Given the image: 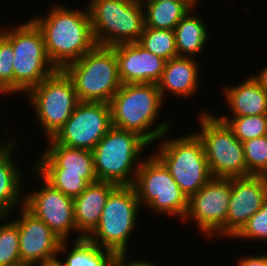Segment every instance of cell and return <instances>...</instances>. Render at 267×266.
Returning <instances> with one entry per match:
<instances>
[{
  "label": "cell",
  "mask_w": 267,
  "mask_h": 266,
  "mask_svg": "<svg viewBox=\"0 0 267 266\" xmlns=\"http://www.w3.org/2000/svg\"><path fill=\"white\" fill-rule=\"evenodd\" d=\"M85 7L71 9L58 2L46 14L31 18L42 32L47 56L56 69L63 70L96 46Z\"/></svg>",
  "instance_id": "6da1fadb"
},
{
  "label": "cell",
  "mask_w": 267,
  "mask_h": 266,
  "mask_svg": "<svg viewBox=\"0 0 267 266\" xmlns=\"http://www.w3.org/2000/svg\"><path fill=\"white\" fill-rule=\"evenodd\" d=\"M163 102L157 84H122L109 103L112 126L135 132L152 146L173 124L165 119L156 125Z\"/></svg>",
  "instance_id": "7a4b0ae2"
},
{
  "label": "cell",
  "mask_w": 267,
  "mask_h": 266,
  "mask_svg": "<svg viewBox=\"0 0 267 266\" xmlns=\"http://www.w3.org/2000/svg\"><path fill=\"white\" fill-rule=\"evenodd\" d=\"M148 146L151 145L139 134L112 127L92 150L98 181L133 185Z\"/></svg>",
  "instance_id": "3957f363"
},
{
  "label": "cell",
  "mask_w": 267,
  "mask_h": 266,
  "mask_svg": "<svg viewBox=\"0 0 267 266\" xmlns=\"http://www.w3.org/2000/svg\"><path fill=\"white\" fill-rule=\"evenodd\" d=\"M0 33L13 46L14 94L25 95L57 70L47 56L41 30L31 19L1 27Z\"/></svg>",
  "instance_id": "277c9868"
},
{
  "label": "cell",
  "mask_w": 267,
  "mask_h": 266,
  "mask_svg": "<svg viewBox=\"0 0 267 266\" xmlns=\"http://www.w3.org/2000/svg\"><path fill=\"white\" fill-rule=\"evenodd\" d=\"M168 133L170 131L158 139L159 150L152 153L165 165L189 199L213 178L203 144L194 132L172 139L168 138Z\"/></svg>",
  "instance_id": "5b68a950"
},
{
  "label": "cell",
  "mask_w": 267,
  "mask_h": 266,
  "mask_svg": "<svg viewBox=\"0 0 267 266\" xmlns=\"http://www.w3.org/2000/svg\"><path fill=\"white\" fill-rule=\"evenodd\" d=\"M86 5L96 46L139 41L145 27L141 0H89Z\"/></svg>",
  "instance_id": "8992f818"
},
{
  "label": "cell",
  "mask_w": 267,
  "mask_h": 266,
  "mask_svg": "<svg viewBox=\"0 0 267 266\" xmlns=\"http://www.w3.org/2000/svg\"><path fill=\"white\" fill-rule=\"evenodd\" d=\"M63 70L73 81L79 102L110 103L122 86L111 47L95 46Z\"/></svg>",
  "instance_id": "52a82bcc"
},
{
  "label": "cell",
  "mask_w": 267,
  "mask_h": 266,
  "mask_svg": "<svg viewBox=\"0 0 267 266\" xmlns=\"http://www.w3.org/2000/svg\"><path fill=\"white\" fill-rule=\"evenodd\" d=\"M140 209L134 186H117L109 194L98 225L86 238L114 255H128Z\"/></svg>",
  "instance_id": "ba28073f"
},
{
  "label": "cell",
  "mask_w": 267,
  "mask_h": 266,
  "mask_svg": "<svg viewBox=\"0 0 267 266\" xmlns=\"http://www.w3.org/2000/svg\"><path fill=\"white\" fill-rule=\"evenodd\" d=\"M197 116L200 129L194 132L201 140L213 178H239L247 176L243 144L227 124L208 109Z\"/></svg>",
  "instance_id": "9c48e42d"
},
{
  "label": "cell",
  "mask_w": 267,
  "mask_h": 266,
  "mask_svg": "<svg viewBox=\"0 0 267 266\" xmlns=\"http://www.w3.org/2000/svg\"><path fill=\"white\" fill-rule=\"evenodd\" d=\"M150 154L140 164L133 184L140 207L145 205L148 211L175 216L182 222L187 214L188 198L165 165Z\"/></svg>",
  "instance_id": "30bf717a"
},
{
  "label": "cell",
  "mask_w": 267,
  "mask_h": 266,
  "mask_svg": "<svg viewBox=\"0 0 267 266\" xmlns=\"http://www.w3.org/2000/svg\"><path fill=\"white\" fill-rule=\"evenodd\" d=\"M25 96L33 107L36 122L45 132L46 139L57 133L79 103L73 81L62 69H57Z\"/></svg>",
  "instance_id": "8fae6325"
},
{
  "label": "cell",
  "mask_w": 267,
  "mask_h": 266,
  "mask_svg": "<svg viewBox=\"0 0 267 266\" xmlns=\"http://www.w3.org/2000/svg\"><path fill=\"white\" fill-rule=\"evenodd\" d=\"M231 195V179L212 178L188 199V210L183 223L195 226L207 240L226 238V217Z\"/></svg>",
  "instance_id": "7c38bea8"
},
{
  "label": "cell",
  "mask_w": 267,
  "mask_h": 266,
  "mask_svg": "<svg viewBox=\"0 0 267 266\" xmlns=\"http://www.w3.org/2000/svg\"><path fill=\"white\" fill-rule=\"evenodd\" d=\"M112 127L109 103L79 102L52 139L67 147L92 151Z\"/></svg>",
  "instance_id": "4fadbf2b"
},
{
  "label": "cell",
  "mask_w": 267,
  "mask_h": 266,
  "mask_svg": "<svg viewBox=\"0 0 267 266\" xmlns=\"http://www.w3.org/2000/svg\"><path fill=\"white\" fill-rule=\"evenodd\" d=\"M31 173L43 184L40 189L24 193V207L35 217L42 220L62 240L70 241L73 232H77L74 220L73 198L63 194L48 183L34 168Z\"/></svg>",
  "instance_id": "5bb4252c"
},
{
  "label": "cell",
  "mask_w": 267,
  "mask_h": 266,
  "mask_svg": "<svg viewBox=\"0 0 267 266\" xmlns=\"http://www.w3.org/2000/svg\"><path fill=\"white\" fill-rule=\"evenodd\" d=\"M18 211L19 217L12 219L18 225L21 262L37 266L56 261L62 240L24 206Z\"/></svg>",
  "instance_id": "9a60e30c"
},
{
  "label": "cell",
  "mask_w": 267,
  "mask_h": 266,
  "mask_svg": "<svg viewBox=\"0 0 267 266\" xmlns=\"http://www.w3.org/2000/svg\"><path fill=\"white\" fill-rule=\"evenodd\" d=\"M267 199V179L262 175L231 178V195L226 217V239L232 238Z\"/></svg>",
  "instance_id": "2e32d148"
},
{
  "label": "cell",
  "mask_w": 267,
  "mask_h": 266,
  "mask_svg": "<svg viewBox=\"0 0 267 266\" xmlns=\"http://www.w3.org/2000/svg\"><path fill=\"white\" fill-rule=\"evenodd\" d=\"M46 150L34 160L33 168L39 174H63L81 176L89 184L98 181L92 151L71 148L47 139Z\"/></svg>",
  "instance_id": "e0dca14e"
},
{
  "label": "cell",
  "mask_w": 267,
  "mask_h": 266,
  "mask_svg": "<svg viewBox=\"0 0 267 266\" xmlns=\"http://www.w3.org/2000/svg\"><path fill=\"white\" fill-rule=\"evenodd\" d=\"M116 54L122 84L154 83L161 79L166 60L146 50L138 42L111 47Z\"/></svg>",
  "instance_id": "ac0fdd59"
},
{
  "label": "cell",
  "mask_w": 267,
  "mask_h": 266,
  "mask_svg": "<svg viewBox=\"0 0 267 266\" xmlns=\"http://www.w3.org/2000/svg\"><path fill=\"white\" fill-rule=\"evenodd\" d=\"M200 69L202 68L195 58L177 56L167 60L157 83L162 100L165 101L169 92L174 97L177 96V100L181 97L192 99V96H196L195 93L201 88Z\"/></svg>",
  "instance_id": "d6986e66"
},
{
  "label": "cell",
  "mask_w": 267,
  "mask_h": 266,
  "mask_svg": "<svg viewBox=\"0 0 267 266\" xmlns=\"http://www.w3.org/2000/svg\"><path fill=\"white\" fill-rule=\"evenodd\" d=\"M116 187L117 185L110 182L96 181L73 198L74 220L78 232L74 240L86 238L96 228L109 194Z\"/></svg>",
  "instance_id": "ffe728a7"
},
{
  "label": "cell",
  "mask_w": 267,
  "mask_h": 266,
  "mask_svg": "<svg viewBox=\"0 0 267 266\" xmlns=\"http://www.w3.org/2000/svg\"><path fill=\"white\" fill-rule=\"evenodd\" d=\"M15 141L18 140L14 139L0 151V216L12 217L10 213L13 214L15 210L24 206V186L21 184L24 176L18 162L13 159V152L18 145Z\"/></svg>",
  "instance_id": "44dd1931"
},
{
  "label": "cell",
  "mask_w": 267,
  "mask_h": 266,
  "mask_svg": "<svg viewBox=\"0 0 267 266\" xmlns=\"http://www.w3.org/2000/svg\"><path fill=\"white\" fill-rule=\"evenodd\" d=\"M239 85L223 86L225 103L231 114L222 116H252L267 114V92L253 75Z\"/></svg>",
  "instance_id": "7402d4cb"
},
{
  "label": "cell",
  "mask_w": 267,
  "mask_h": 266,
  "mask_svg": "<svg viewBox=\"0 0 267 266\" xmlns=\"http://www.w3.org/2000/svg\"><path fill=\"white\" fill-rule=\"evenodd\" d=\"M74 242V243H73ZM72 247L68 241H62L58 249L57 262L61 266H112L114 254L83 237L73 240ZM69 245V246H68ZM61 255H65L61 261Z\"/></svg>",
  "instance_id": "603a6c76"
},
{
  "label": "cell",
  "mask_w": 267,
  "mask_h": 266,
  "mask_svg": "<svg viewBox=\"0 0 267 266\" xmlns=\"http://www.w3.org/2000/svg\"><path fill=\"white\" fill-rule=\"evenodd\" d=\"M194 9H190L174 29L178 56L196 58L207 47L209 28L203 17L192 15Z\"/></svg>",
  "instance_id": "cb8c5ba5"
},
{
  "label": "cell",
  "mask_w": 267,
  "mask_h": 266,
  "mask_svg": "<svg viewBox=\"0 0 267 266\" xmlns=\"http://www.w3.org/2000/svg\"><path fill=\"white\" fill-rule=\"evenodd\" d=\"M144 9L145 27L174 30L190 9L199 1H141Z\"/></svg>",
  "instance_id": "d4e9b609"
},
{
  "label": "cell",
  "mask_w": 267,
  "mask_h": 266,
  "mask_svg": "<svg viewBox=\"0 0 267 266\" xmlns=\"http://www.w3.org/2000/svg\"><path fill=\"white\" fill-rule=\"evenodd\" d=\"M138 43L166 61L178 56L174 30L144 27Z\"/></svg>",
  "instance_id": "484cf974"
},
{
  "label": "cell",
  "mask_w": 267,
  "mask_h": 266,
  "mask_svg": "<svg viewBox=\"0 0 267 266\" xmlns=\"http://www.w3.org/2000/svg\"><path fill=\"white\" fill-rule=\"evenodd\" d=\"M241 142L267 135V114L252 116H219Z\"/></svg>",
  "instance_id": "4316f807"
},
{
  "label": "cell",
  "mask_w": 267,
  "mask_h": 266,
  "mask_svg": "<svg viewBox=\"0 0 267 266\" xmlns=\"http://www.w3.org/2000/svg\"><path fill=\"white\" fill-rule=\"evenodd\" d=\"M9 218V216H0V266H13L22 263L18 225L11 219L8 221Z\"/></svg>",
  "instance_id": "83f0119b"
},
{
  "label": "cell",
  "mask_w": 267,
  "mask_h": 266,
  "mask_svg": "<svg viewBox=\"0 0 267 266\" xmlns=\"http://www.w3.org/2000/svg\"><path fill=\"white\" fill-rule=\"evenodd\" d=\"M247 166V176L267 173V135L242 143Z\"/></svg>",
  "instance_id": "f1b7e54d"
},
{
  "label": "cell",
  "mask_w": 267,
  "mask_h": 266,
  "mask_svg": "<svg viewBox=\"0 0 267 266\" xmlns=\"http://www.w3.org/2000/svg\"><path fill=\"white\" fill-rule=\"evenodd\" d=\"M13 57V46L0 33V97L14 94Z\"/></svg>",
  "instance_id": "f546056e"
},
{
  "label": "cell",
  "mask_w": 267,
  "mask_h": 266,
  "mask_svg": "<svg viewBox=\"0 0 267 266\" xmlns=\"http://www.w3.org/2000/svg\"><path fill=\"white\" fill-rule=\"evenodd\" d=\"M240 241H267V199L261 208L255 212L241 230L232 238Z\"/></svg>",
  "instance_id": "4dcf8cb0"
},
{
  "label": "cell",
  "mask_w": 267,
  "mask_h": 266,
  "mask_svg": "<svg viewBox=\"0 0 267 266\" xmlns=\"http://www.w3.org/2000/svg\"><path fill=\"white\" fill-rule=\"evenodd\" d=\"M55 189L63 194L75 198L79 196L89 185L81 176L63 174H40Z\"/></svg>",
  "instance_id": "1f68e13d"
},
{
  "label": "cell",
  "mask_w": 267,
  "mask_h": 266,
  "mask_svg": "<svg viewBox=\"0 0 267 266\" xmlns=\"http://www.w3.org/2000/svg\"><path fill=\"white\" fill-rule=\"evenodd\" d=\"M129 256L126 255H115L113 259L112 266H159L154 261H149L148 259H140L136 258L131 261L128 260ZM146 260V261H145Z\"/></svg>",
  "instance_id": "d6a6232c"
},
{
  "label": "cell",
  "mask_w": 267,
  "mask_h": 266,
  "mask_svg": "<svg viewBox=\"0 0 267 266\" xmlns=\"http://www.w3.org/2000/svg\"><path fill=\"white\" fill-rule=\"evenodd\" d=\"M237 266H267V252L266 254H249L238 258Z\"/></svg>",
  "instance_id": "836d02e7"
},
{
  "label": "cell",
  "mask_w": 267,
  "mask_h": 266,
  "mask_svg": "<svg viewBox=\"0 0 267 266\" xmlns=\"http://www.w3.org/2000/svg\"><path fill=\"white\" fill-rule=\"evenodd\" d=\"M253 77L260 83L261 87L267 92V66L263 67L254 74Z\"/></svg>",
  "instance_id": "e575fe53"
},
{
  "label": "cell",
  "mask_w": 267,
  "mask_h": 266,
  "mask_svg": "<svg viewBox=\"0 0 267 266\" xmlns=\"http://www.w3.org/2000/svg\"><path fill=\"white\" fill-rule=\"evenodd\" d=\"M4 132H2L3 133V135L2 136H4L5 137V139H2V141H0V151L1 150H3V149H5L9 144H11L12 142H13V139H14V137L13 138H11V139H9V138H6V137H8L7 135H10L9 133H10V131L7 129H5V130H3ZM8 133V134H7ZM8 139V140H7ZM7 140V141H6Z\"/></svg>",
  "instance_id": "d590c367"
},
{
  "label": "cell",
  "mask_w": 267,
  "mask_h": 266,
  "mask_svg": "<svg viewBox=\"0 0 267 266\" xmlns=\"http://www.w3.org/2000/svg\"><path fill=\"white\" fill-rule=\"evenodd\" d=\"M38 266H61L60 263L56 261L49 262L48 264H39Z\"/></svg>",
  "instance_id": "8d00e7d4"
},
{
  "label": "cell",
  "mask_w": 267,
  "mask_h": 266,
  "mask_svg": "<svg viewBox=\"0 0 267 266\" xmlns=\"http://www.w3.org/2000/svg\"><path fill=\"white\" fill-rule=\"evenodd\" d=\"M141 1H162V0H141ZM165 1H200V0H165Z\"/></svg>",
  "instance_id": "74e56055"
},
{
  "label": "cell",
  "mask_w": 267,
  "mask_h": 266,
  "mask_svg": "<svg viewBox=\"0 0 267 266\" xmlns=\"http://www.w3.org/2000/svg\"><path fill=\"white\" fill-rule=\"evenodd\" d=\"M13 266H30V265H28V264H25V263H20V264L13 265Z\"/></svg>",
  "instance_id": "f35d334b"
}]
</instances>
